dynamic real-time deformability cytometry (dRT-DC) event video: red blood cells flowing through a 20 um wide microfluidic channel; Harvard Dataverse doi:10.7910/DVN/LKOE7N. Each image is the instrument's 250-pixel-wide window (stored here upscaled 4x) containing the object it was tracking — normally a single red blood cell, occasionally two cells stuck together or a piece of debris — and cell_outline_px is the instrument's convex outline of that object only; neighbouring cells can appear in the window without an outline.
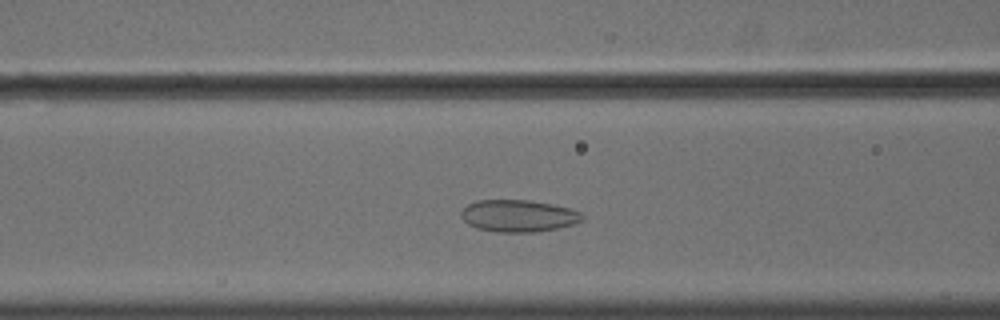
{"species": "common noctule bat (a hibernating species)", "species_latin": "Nyctalus noctula", "temperature_condition": "cold", "stored_images_in_passage": 49, "camera_frame_rate_fps": 3000, "um_per_image_px": 0.085, "animal": {"sex": "male", "body_mass_g": 18.8}, "frame": {"image": 1, "passage_image": 15, "time_ms": 4.667, "image_size_px": [1000, 320], "cell_outline_px": [[584, 220], [576, 224], [536, 232], [496, 232], [476, 228], [468, 224], [460, 216], [460, 212], [468, 204], [476, 200], [528, 200], [568, 208], [584, 212]], "centroid_in_image_um": [44.07, 18.35], "position_along_channel_um": 122.5, "area_um2": 22.72}}
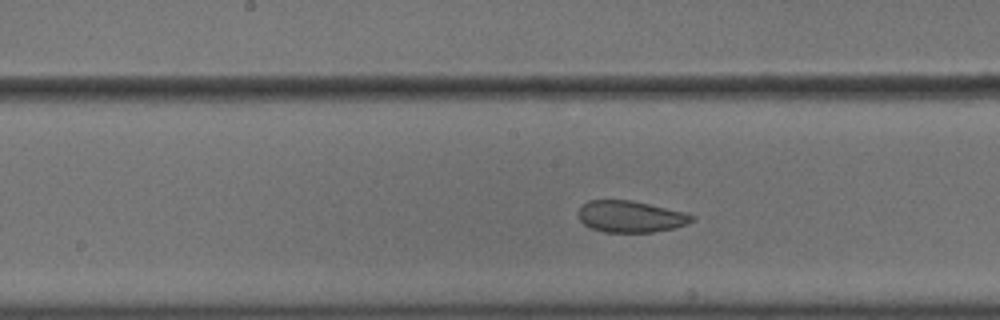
{"frame": {"image": 2, "passage_image": 21, "time_ms": 6.667, "image_size_px": [1000, 320], "cell_outline_px": [[696, 216], [688, 224], [676, 228], [652, 232], [604, 232], [592, 228], [584, 224], [580, 220], [580, 208], [588, 200], [632, 200], [684, 212]], "centroid_in_image_um": [53.63, 18.41], "position_along_channel_um": 194.6, "area_um2": 20.75}}
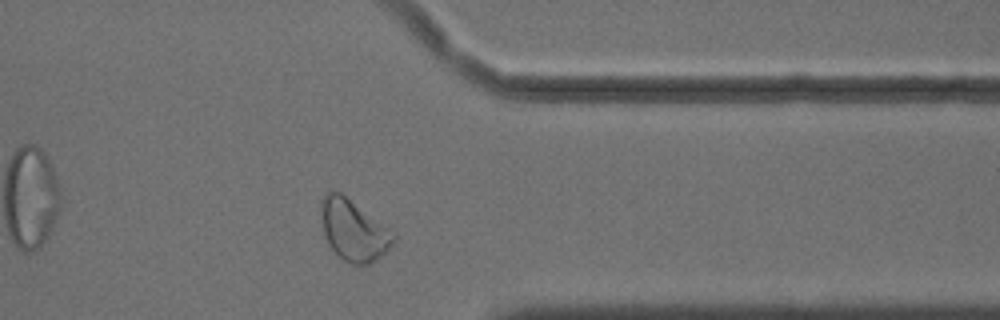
{"frame": {"image": 3, "passage_image": 37, "time_ms": 12.0, "image_size_px": [1000, 320], "cell_outline_px": [[396, 240], [380, 256], [368, 264], [352, 264], [344, 260], [328, 244], [324, 236], [320, 216], [320, 200], [328, 192], [340, 192], [396, 236]], "centroid_in_image_um": [29.98, 19.57], "position_along_channel_um": 381.4, "area_um2": 24.91}, "authors_computed_cell_mechanics": {"area_um2": 24.6806, "velocity_mm_per_s": 3.5905, "shape_relaxation_time_tau1_ms": null, "shape_relaxation_time_tau2_ms": 1.8279, "deformation_change_tau1": null, "deformation_change_tau2": 0.0569}}